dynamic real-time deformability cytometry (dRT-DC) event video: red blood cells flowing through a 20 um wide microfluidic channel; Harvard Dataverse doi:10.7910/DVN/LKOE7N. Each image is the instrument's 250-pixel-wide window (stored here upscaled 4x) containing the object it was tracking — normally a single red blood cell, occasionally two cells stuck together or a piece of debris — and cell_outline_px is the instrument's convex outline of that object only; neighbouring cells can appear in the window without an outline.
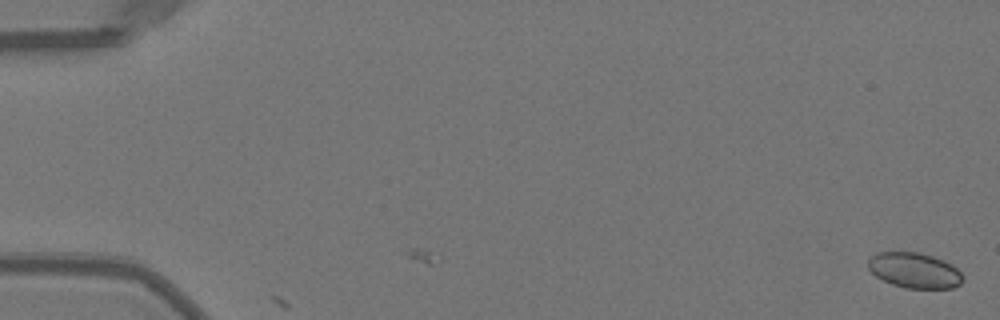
{"species": "Egyptian fruit bat (a non-hibernating species)", "species_latin": "Rousettus aegyptiacus", "temperature_condition": "warm", "stored_images_in_passage": 4, "camera_frame_rate_fps": 3000, "um_per_image_px": 0.085, "animal": {"sex": "female"}, "frame": {"image": 1, "passage_image": 4, "time_ms": 1.0, "image_size_px": [1000, 320], "cell_outline_px": [[964, 280], [960, 284], [952, 288], [904, 288], [892, 284], [876, 276], [868, 268], [868, 260], [876, 252], [920, 252], [944, 260], [952, 264], [964, 276]], "centroid_in_image_um": [77.75, 22.98], "position_along_channel_um": 7.3, "area_um2": 19.59}}